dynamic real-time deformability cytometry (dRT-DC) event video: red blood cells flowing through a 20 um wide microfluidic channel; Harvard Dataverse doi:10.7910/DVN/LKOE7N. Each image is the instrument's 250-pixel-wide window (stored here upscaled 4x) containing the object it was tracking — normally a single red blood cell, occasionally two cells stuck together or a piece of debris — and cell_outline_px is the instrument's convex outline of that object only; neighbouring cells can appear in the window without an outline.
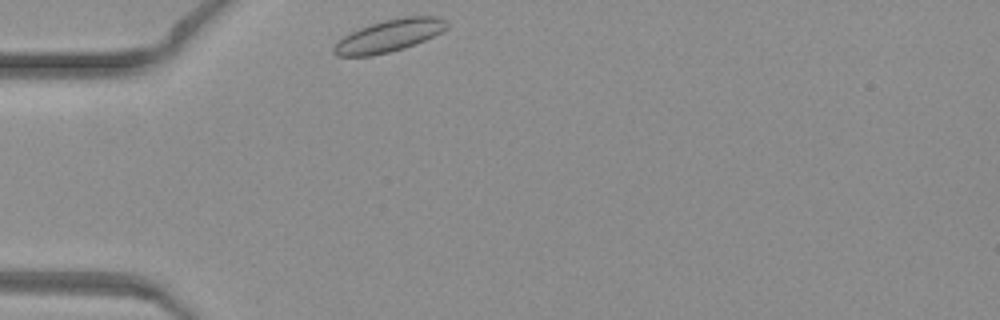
{"species": "common noctule bat (a hibernating species)", "species_latin": "Nyctalus noctula", "temperature_condition": "warm", "stored_images_in_passage": 32, "camera_frame_rate_fps": 3000, "um_per_image_px": 0.085, "animal": {"sex": "female", "body_mass_g": 19.3, "forearm_length_mm": 54.1}, "frame": {"image": 1, "passage_image": 1, "time_ms": 0.0, "image_size_px": [1000, 320], "cell_outline_px": [[448, 28], [416, 44], [404, 48], [372, 56], [336, 56], [332, 52], [332, 48], [344, 36], [360, 28], [384, 20], [400, 16], [440, 16], [448, 24]], "centroid_in_image_um": [33.08, 3.03], "position_along_channel_um": 51.9, "area_um2": 21.1}}
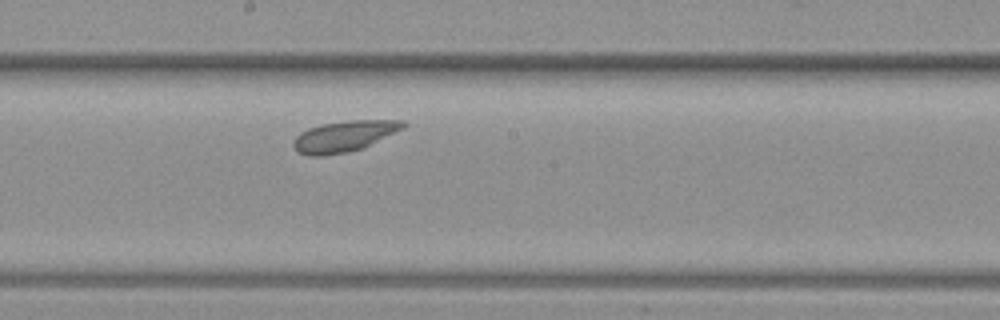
{"frame": {"image": 2, "passage_image": 17, "time_ms": 5.333, "image_size_px": [1000, 320], "cell_outline_px": [[408, 124], [404, 128], [364, 148], [348, 152], [324, 156], [308, 156], [296, 152], [292, 144], [296, 136], [300, 132], [308, 128], [320, 124], [348, 120], [404, 120]], "centroid_in_image_um": [29.24, 11.58], "position_along_channel_um": 219.0, "area_um2": 20.11}}
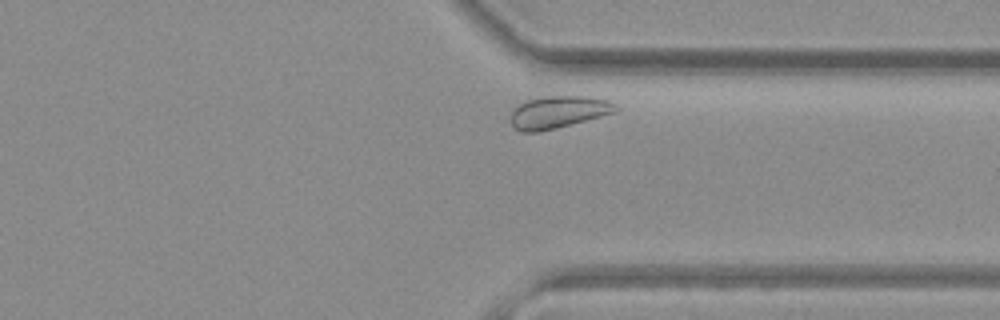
{"frame": {"image": 3, "passage_image": 29, "time_ms": 9.333, "image_size_px": [1000, 320], "cell_outline_px": [[620, 108], [616, 112], [556, 128], [536, 132], [520, 132], [512, 124], [508, 116], [512, 108], [516, 104], [528, 100], [544, 96], [592, 96], [608, 100], [616, 104]], "centroid_in_image_um": [47.42, 9.51], "position_along_channel_um": 364.0, "area_um2": 20.06}}